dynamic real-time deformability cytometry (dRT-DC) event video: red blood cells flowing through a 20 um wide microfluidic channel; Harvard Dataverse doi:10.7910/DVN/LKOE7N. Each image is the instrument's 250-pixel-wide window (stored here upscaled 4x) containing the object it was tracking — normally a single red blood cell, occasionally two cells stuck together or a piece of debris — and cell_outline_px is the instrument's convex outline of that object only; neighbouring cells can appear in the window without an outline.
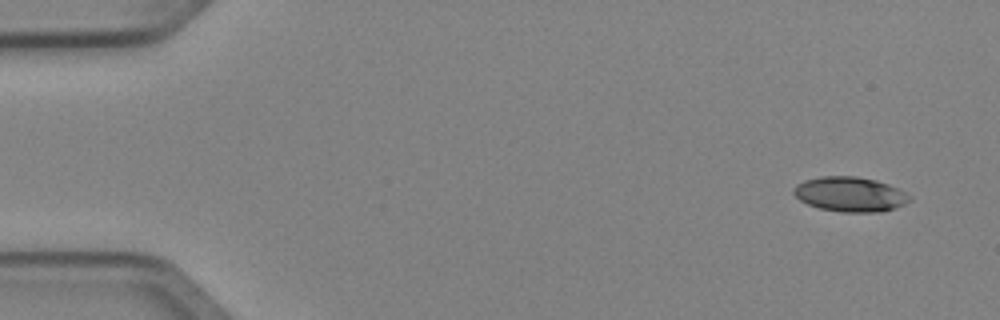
{"species": "Egyptian fruit bat (a non-hibernating species)", "species_latin": "Rousettus aegyptiacus", "temperature_condition": "cold", "stored_images_in_passage": 5, "camera_frame_rate_fps": 3000, "um_per_image_px": 0.085, "animal": {"sex": "female"}, "frame": {"image": 1, "passage_image": 1, "time_ms": 0.0, "image_size_px": [1000, 320], "cell_outline_px": [[912, 200], [896, 208], [880, 212], [844, 212], [820, 208], [808, 204], [800, 200], [792, 192], [796, 184], [804, 180], [820, 176], [856, 176], [876, 180], [888, 184], [912, 196]], "centroid_in_image_um": [72.26, 16.51], "position_along_channel_um": 12.7, "area_um2": 23.52}}
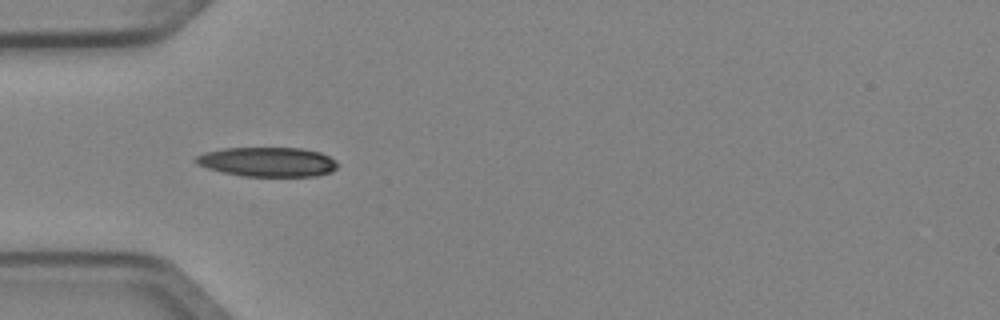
{"frame": {"image": 2, "passage_image": 4, "time_ms": 1.0, "image_size_px": [1000, 320], "cell_outline_px": [[336, 168], [332, 172], [316, 176], [244, 176], [224, 172], [208, 168], [200, 164], [196, 160], [196, 156], [204, 152], [224, 148], [300, 148], [320, 152], [336, 160]], "centroid_in_image_um": [22.79, 13.76], "position_along_channel_um": 62.2, "area_um2": 24.1}}
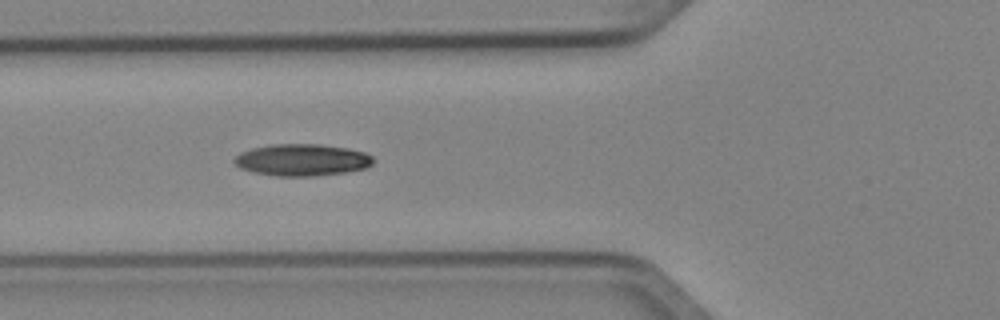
{"frame": {"image": 3, "passage_image": 5, "time_ms": 1.333, "image_size_px": [1000, 320], "cell_outline_px": [[372, 164], [368, 168], [348, 172], [316, 176], [276, 176], [252, 172], [240, 168], [232, 160], [240, 152], [252, 148], [272, 144], [320, 144], [348, 148], [364, 152], [372, 156]], "centroid_in_image_um": [25.67, 13.6], "position_along_channel_um": 100.1, "area_um2": 26.01}}